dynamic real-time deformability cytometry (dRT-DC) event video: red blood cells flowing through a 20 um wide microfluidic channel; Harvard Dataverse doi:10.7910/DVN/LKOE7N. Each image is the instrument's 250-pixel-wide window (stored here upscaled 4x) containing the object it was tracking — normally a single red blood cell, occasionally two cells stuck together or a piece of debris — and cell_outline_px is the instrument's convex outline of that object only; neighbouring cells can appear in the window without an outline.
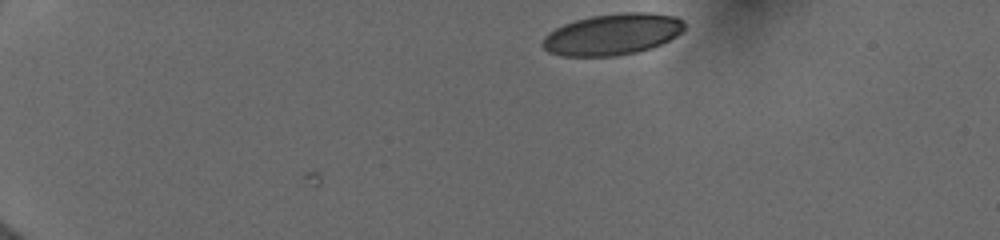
{"species": "human", "species_latin": "Homo sapiens", "temperature_condition": "cold", "stored_images_in_passage": 30, "camera_frame_rate_fps": 3000, "um_per_image_px": 0.085, "donor": {"sex": "female"}, "frame": {"image": 1, "passage_image": 1, "time_ms": 0.0, "image_size_px": [1000, 240], "cell_outline_px": [[684, 28], [676, 36], [652, 48], [636, 52], [616, 56], [560, 56], [548, 52], [540, 44], [544, 36], [548, 32], [564, 24], [576, 20], [592, 16], [620, 12], [648, 12], [676, 16], [684, 20]], "centroid_in_image_um": [52.04, 2.91], "position_along_channel_um": 33.0, "area_um2": 34.33}}
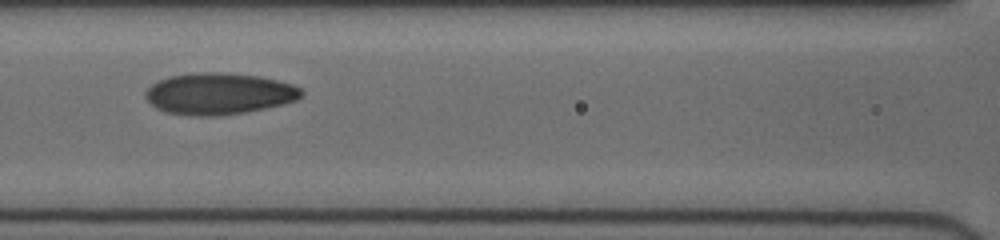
{"frame": {"image": 2, "passage_image": 17, "time_ms": 5.333, "image_size_px": [1000, 240], "cell_outline_px": [[304, 92], [296, 100], [248, 112], [216, 116], [192, 116], [164, 112], [156, 108], [144, 96], [144, 92], [152, 84], [160, 80], [172, 76], [192, 72], [224, 72], [260, 76], [292, 84], [300, 88]], "centroid_in_image_um": [18.58, 7.96], "position_along_channel_um": 148.0, "area_um2": 37.8}}
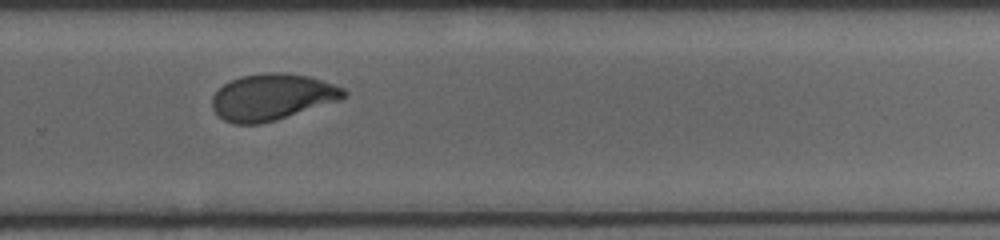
{"frame": {"image": 3, "passage_image": 29, "time_ms": 9.333, "image_size_px": [1000, 240], "cell_outline_px": [[348, 96], [340, 100], [276, 120], [260, 124], [232, 124], [224, 120], [212, 108], [212, 96], [224, 84], [240, 76], [264, 72], [288, 72], [308, 76], [344, 88], [348, 92]], "centroid_in_image_um": [23.14, 8.24], "position_along_channel_um": 306.7, "area_um2": 35.66}}